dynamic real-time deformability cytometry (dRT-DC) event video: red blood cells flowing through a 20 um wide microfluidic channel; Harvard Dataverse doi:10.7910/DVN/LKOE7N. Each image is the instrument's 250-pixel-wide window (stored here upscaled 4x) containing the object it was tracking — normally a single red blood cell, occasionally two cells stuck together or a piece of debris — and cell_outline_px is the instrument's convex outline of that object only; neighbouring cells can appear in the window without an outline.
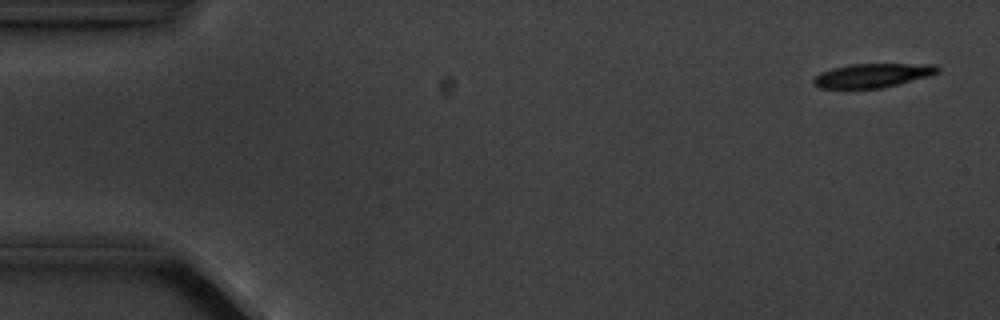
{"species": "common noctule bat (a hibernating species)", "species_latin": "Nyctalus noctula", "temperature_condition": "cold", "stored_images_in_passage": 8, "camera_frame_rate_fps": 3000, "um_per_image_px": 0.085, "animal": {"sex": "male", "body_mass_g": 20.1, "forearm_length_mm": 53.5}, "frame": {"image": 1, "passage_image": 1, "time_ms": 0.0, "image_size_px": [1000, 320], "cell_outline_px": [[940, 72], [932, 76], [880, 88], [820, 88], [812, 84], [812, 80], [820, 72], [832, 68], [852, 64], [936, 64], [940, 68]], "centroid_in_image_um": [74.2, 6.41], "position_along_channel_um": 10.8, "area_um2": 17.46}}
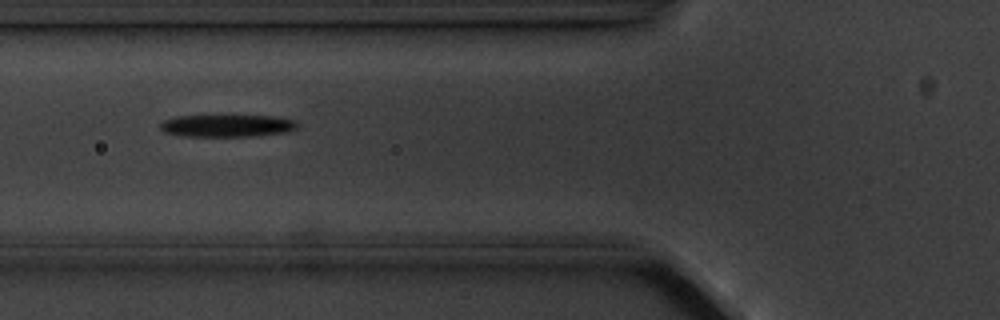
{"frame": {"image": 2, "passage_image": 6, "time_ms": 6.0, "image_size_px": [1000, 320], "cell_outline_px": [[300, 124], [296, 128], [288, 132], [252, 136], [184, 136], [164, 132], [160, 128], [160, 124], [164, 120], [176, 116], [236, 112], [276, 116], [296, 120]], "centroid_in_image_um": [19.36, 10.61], "position_along_channel_um": 106.4, "area_um2": 19.25}}